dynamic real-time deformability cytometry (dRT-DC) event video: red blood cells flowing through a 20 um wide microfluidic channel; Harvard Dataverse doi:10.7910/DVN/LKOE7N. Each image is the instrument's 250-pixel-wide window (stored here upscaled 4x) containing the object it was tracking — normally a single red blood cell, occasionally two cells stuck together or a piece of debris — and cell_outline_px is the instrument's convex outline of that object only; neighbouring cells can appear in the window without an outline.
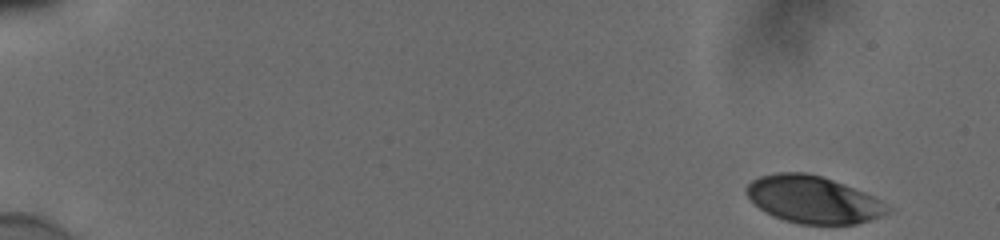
{"species": "human", "species_latin": "Homo sapiens", "temperature_condition": "cold", "stored_images_in_passage": 52, "camera_frame_rate_fps": 3000, "um_per_image_px": 0.085, "donor": {"sex": "male"}, "frame": {"image": 1, "passage_image": 1, "time_ms": 0.0, "image_size_px": [1000, 240], "cell_outline_px": [[896, 208], [880, 216], [856, 224], [800, 224], [784, 220], [760, 208], [744, 192], [744, 188], [752, 180], [760, 176], [776, 172], [808, 172], [844, 184], [864, 192]], "centroid_in_image_um": [69.13, 16.95], "position_along_channel_um": 15.9, "area_um2": 38.67}}
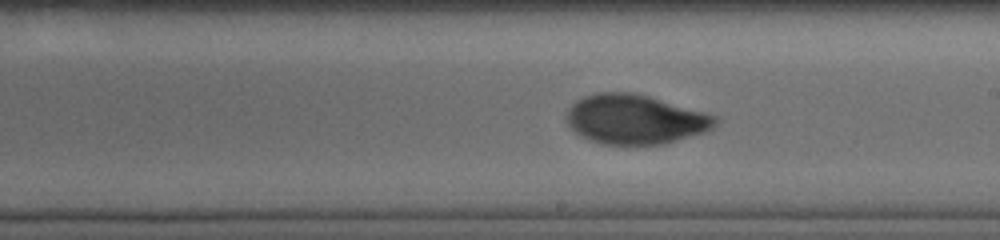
{"frame": {"image": 2, "passage_image": 31, "time_ms": 10.0, "image_size_px": [1000, 240], "cell_outline_px": [[720, 120], [708, 132], [664, 144], [604, 144], [588, 140], [580, 136], [568, 124], [564, 116], [568, 108], [576, 100], [584, 96], [596, 92], [632, 92], [648, 96], [716, 116]], "centroid_in_image_um": [53.96, 10.15], "position_along_channel_um": 235.0, "area_um2": 43.0}}
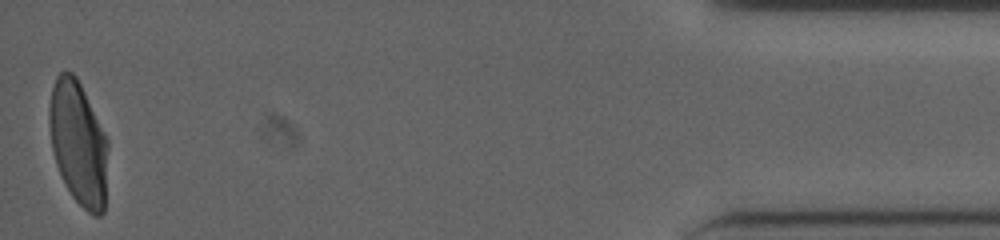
{"frame": {"image": 3, "passage_image": 52, "time_ms": 17.0, "image_size_px": [1000, 240], "cell_outline_px": [[108, 148], [104, 212], [100, 216], [92, 216], [72, 196], [56, 164], [52, 148], [48, 124], [48, 108], [52, 88], [56, 76], [60, 72], [72, 72], [76, 76], [108, 140]], "centroid_in_image_um": [6.65, 12.17], "position_along_channel_um": 428.5, "area_um2": 42.19}, "authors_computed_cell_mechanics": {"area_um2": 41.9917, "velocity_mm_per_s": 3.8417, "shape_relaxation_time_tau1_ms": 4.7579, "shape_relaxation_time_tau2_ms": 0.9184, "deformation_change_tau1": 0.1626, "deformation_change_tau2": 0.0427}}